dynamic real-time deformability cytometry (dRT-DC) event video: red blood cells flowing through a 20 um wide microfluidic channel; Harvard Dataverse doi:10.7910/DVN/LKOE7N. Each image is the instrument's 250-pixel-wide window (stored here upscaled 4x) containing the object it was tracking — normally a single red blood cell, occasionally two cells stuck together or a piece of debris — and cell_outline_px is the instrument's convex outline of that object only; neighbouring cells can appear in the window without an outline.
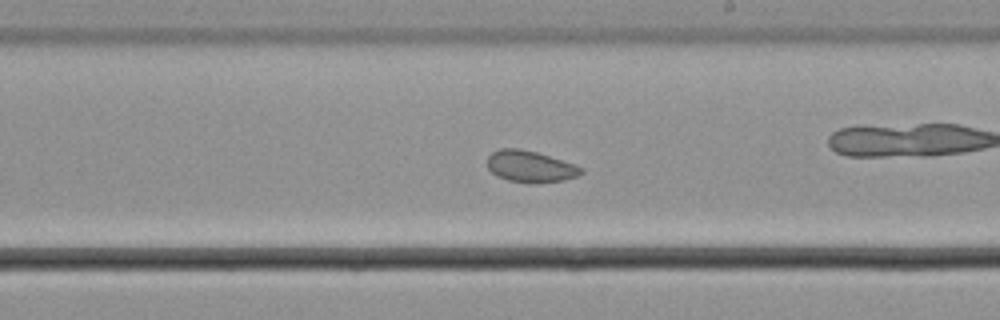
{"species": "common noctule bat (a hibernating species)", "species_latin": "Nyctalus noctula", "temperature_condition": "cold", "stored_images_in_passage": 58, "camera_frame_rate_fps": 3000, "um_per_image_px": 0.085, "animal": {"sex": "male", "body_mass_g": 21.5, "forearm_length_mm": 52.0}, "frame": {"image": 1, "passage_image": 34, "time_ms": 11.0, "image_size_px": [1000, 320], "cell_outline_px": [[584, 172], [576, 176], [564, 180], [536, 184], [508, 180], [496, 176], [488, 168], [488, 156], [492, 152], [500, 148], [520, 148], [536, 152], [584, 168]], "centroid_in_image_um": [45.05, 14.16], "position_along_channel_um": 243.9, "area_um2": 17.17}, "authors_computed_cell_mechanics": {"area_um2": 20.6635, "velocity_mm_per_s": 3.667, "shape_relaxation_time_tau1_ms": null, "shape_relaxation_time_tau2_ms": 2.4417, "deformation_change_tau1": null, "deformation_change_tau2": 0.0621}}